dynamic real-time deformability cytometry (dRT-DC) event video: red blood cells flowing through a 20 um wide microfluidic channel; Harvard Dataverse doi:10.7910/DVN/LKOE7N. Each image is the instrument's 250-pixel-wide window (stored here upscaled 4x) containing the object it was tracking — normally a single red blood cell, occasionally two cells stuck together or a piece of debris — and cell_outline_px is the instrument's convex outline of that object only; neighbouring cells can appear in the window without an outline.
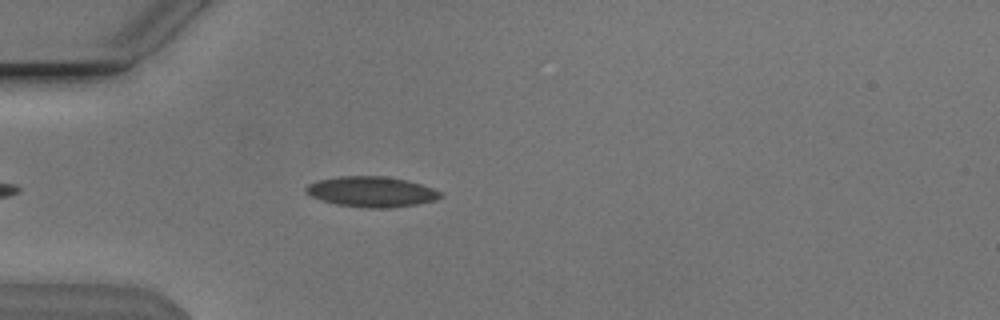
{"species": "Egyptian fruit bat (a non-hibernating species)", "species_latin": "Rousettus aegyptiacus", "temperature_condition": "cold", "stored_images_in_passage": 10, "camera_frame_rate_fps": 3000, "um_per_image_px": 0.085, "animal": {"sex": "male"}, "frame": {"image": 1, "passage_image": 6, "time_ms": 1.667, "image_size_px": [1000, 320], "cell_outline_px": [[444, 196], [436, 200], [416, 204], [388, 208], [364, 208], [336, 204], [312, 196], [304, 192], [304, 188], [308, 184], [320, 180], [340, 176], [384, 176], [408, 180], [432, 188], [440, 192]], "centroid_in_image_um": [31.59, 16.3], "position_along_channel_um": 53.4, "area_um2": 23.76}}